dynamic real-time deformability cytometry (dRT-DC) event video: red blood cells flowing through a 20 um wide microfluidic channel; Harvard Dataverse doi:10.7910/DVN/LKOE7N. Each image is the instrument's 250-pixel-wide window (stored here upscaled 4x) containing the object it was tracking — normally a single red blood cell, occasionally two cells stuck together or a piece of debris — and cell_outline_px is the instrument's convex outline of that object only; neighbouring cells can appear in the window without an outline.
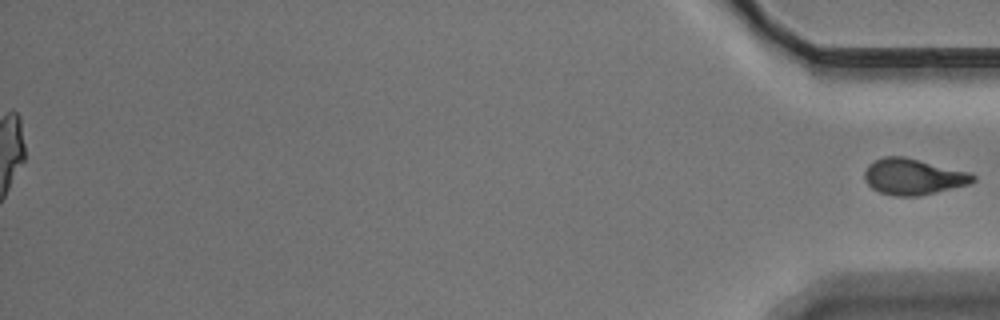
{"species": "Egyptian fruit bat (a non-hibernating species)", "species_latin": "Rousettus aegyptiacus", "temperature_condition": "warm", "stored_images_in_passage": 61, "segment_of_instrument_passage": [2, 2], "camera_frame_rate_fps": 3000, "um_per_image_px": 0.085, "animal": {"sex": "male"}, "frame": {"image": 1, "passage_image": 61, "time_ms": 20.0, "image_size_px": [1000, 320], "cell_outline_px": [[976, 180], [972, 184], [920, 196], [892, 196], [880, 192], [872, 188], [864, 180], [864, 172], [868, 164], [884, 156], [904, 156], [968, 172], [976, 176]], "centroid_in_image_um": [77.63, 15.03], "position_along_channel_um": 357.6, "area_um2": 22.95}}